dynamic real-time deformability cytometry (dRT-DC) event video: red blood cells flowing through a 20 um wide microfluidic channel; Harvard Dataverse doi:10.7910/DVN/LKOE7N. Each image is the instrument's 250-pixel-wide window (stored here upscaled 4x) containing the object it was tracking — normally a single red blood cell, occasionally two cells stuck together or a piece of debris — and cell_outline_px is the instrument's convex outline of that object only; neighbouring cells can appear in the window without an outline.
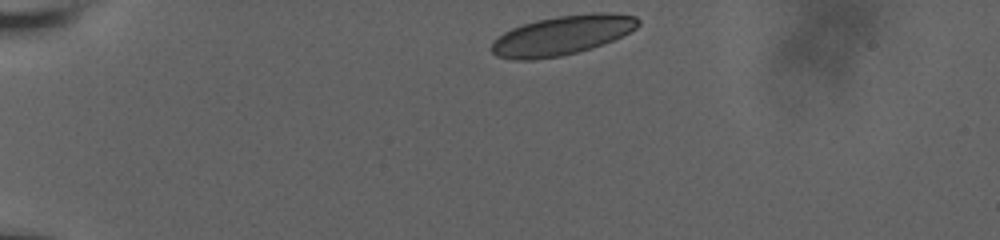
{"species": "human", "species_latin": "Homo sapiens", "temperature_condition": "room temperature", "stored_images_in_passage": 7, "camera_frame_rate_fps": 3000, "um_per_image_px": 0.085, "donor": {"sex": "male"}, "frame": {"image": 1, "passage_image": 1, "time_ms": 0.0, "image_size_px": [1000, 240], "cell_outline_px": [[640, 24], [636, 28], [612, 40], [592, 48], [560, 56], [536, 60], [512, 60], [496, 56], [492, 52], [492, 40], [504, 32], [512, 28], [536, 20], [556, 16], [596, 12], [608, 12], [636, 16], [640, 20]], "centroid_in_image_um": [47.76, 3.0], "position_along_channel_um": 37.2, "area_um2": 33.7}}
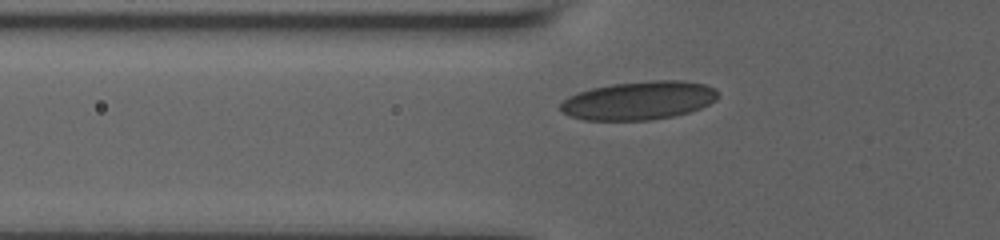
{"frame": {"image": 2, "passage_image": 6, "time_ms": 2.667, "image_size_px": [1000, 240], "cell_outline_px": [[720, 92], [716, 100], [700, 108], [688, 112], [672, 116], [652, 120], [584, 120], [568, 116], [560, 108], [560, 104], [568, 96], [592, 88], [612, 84], [652, 80], [684, 80], [704, 84], [716, 88]], "centroid_in_image_um": [54.33, 8.54], "position_along_channel_um": 71.5, "area_um2": 35.37}}